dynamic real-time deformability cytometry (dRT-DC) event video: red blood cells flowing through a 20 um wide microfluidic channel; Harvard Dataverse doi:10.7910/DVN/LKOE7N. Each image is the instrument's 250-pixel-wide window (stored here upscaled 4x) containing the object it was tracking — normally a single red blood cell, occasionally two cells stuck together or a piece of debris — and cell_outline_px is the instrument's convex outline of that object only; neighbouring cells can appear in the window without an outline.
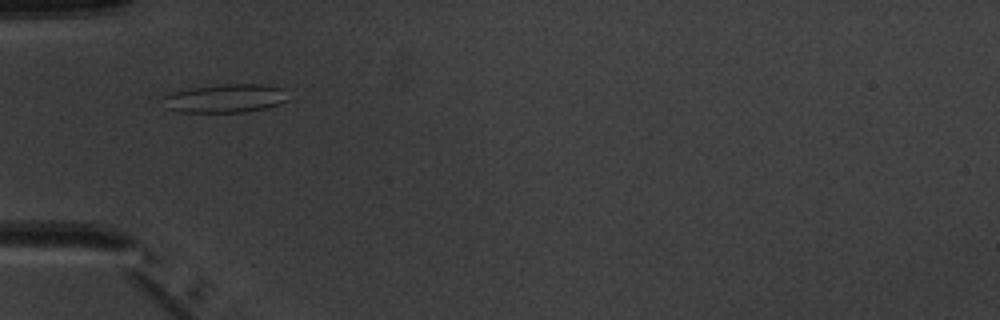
{"species": "common noctule bat (a hibernating species)", "species_latin": "Nyctalus noctula", "temperature_condition": "warm", "stored_images_in_passage": 7, "camera_frame_rate_fps": 3000, "um_per_image_px": 0.085, "animal": {"sex": "male", "body_mass_g": 20.1, "forearm_length_mm": 53.5}, "frame": {"image": 1, "passage_image": 5, "time_ms": 4.667, "image_size_px": [1000, 320], "cell_outline_px": [[288, 100], [264, 108], [244, 112], [180, 112], [168, 108], [164, 96], [176, 92], [192, 88], [220, 84], [264, 84], [284, 88]], "centroid_in_image_um": [19.22, 8.35], "position_along_channel_um": 65.8, "area_um2": 20.4}}
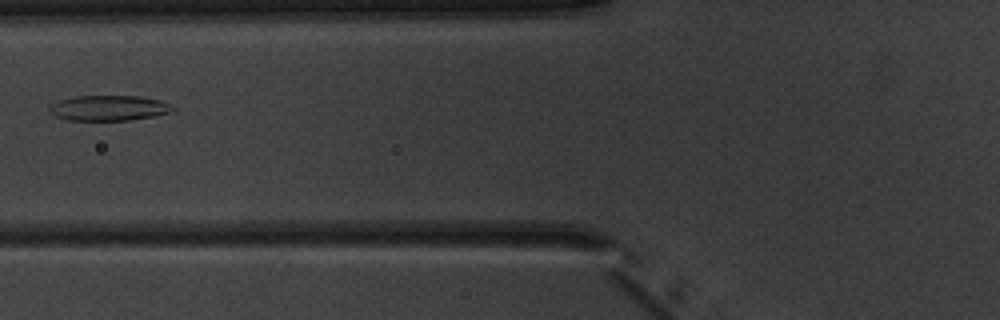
{"frame": {"image": 2, "passage_image": 6, "time_ms": 6.0, "image_size_px": [1000, 320], "cell_outline_px": [[176, 108], [172, 112], [132, 120], [64, 120], [48, 112], [48, 104], [60, 100], [76, 96], [136, 96], [160, 100], [172, 104]], "centroid_in_image_um": [9.23, 9.18], "position_along_channel_um": 116.6, "area_um2": 18.38}}
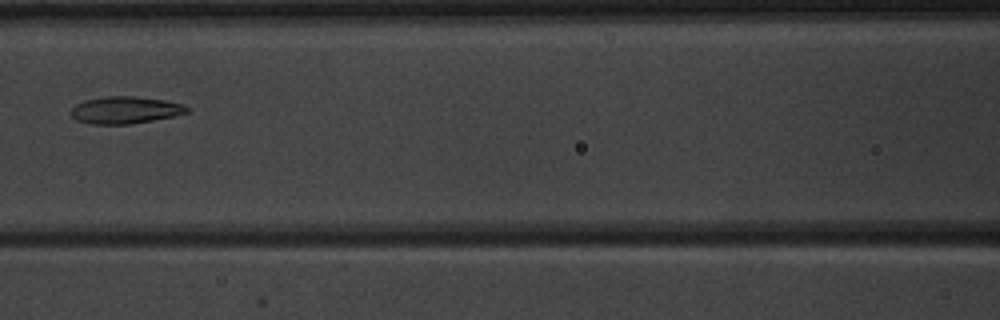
{"frame": {"image": 3, "passage_image": 7, "time_ms": 7.0, "image_size_px": [1000, 320], "cell_outline_px": [[192, 112], [152, 120], [128, 124], [92, 124], [76, 120], [68, 112], [76, 104], [84, 100], [104, 96], [136, 96], [164, 100], [184, 104], [192, 108]], "centroid_in_image_um": [10.66, 9.34], "position_along_channel_um": 155.9, "area_um2": 18.55}}